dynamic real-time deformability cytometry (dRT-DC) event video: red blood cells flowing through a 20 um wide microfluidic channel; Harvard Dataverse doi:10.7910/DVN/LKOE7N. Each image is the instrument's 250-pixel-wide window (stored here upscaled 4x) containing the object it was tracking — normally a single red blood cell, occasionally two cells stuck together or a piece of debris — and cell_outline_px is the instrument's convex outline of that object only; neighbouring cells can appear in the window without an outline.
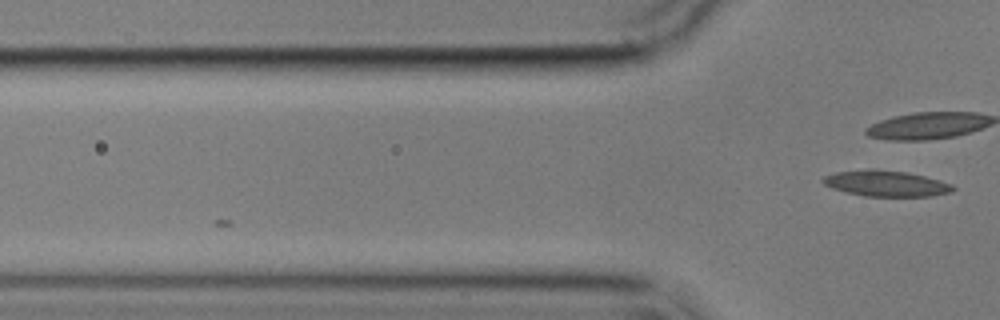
{"species": "common noctule bat (a hibernating species)", "species_latin": "Nyctalus noctula", "temperature_condition": "cold", "stored_images_in_passage": 4, "camera_frame_rate_fps": 3000, "um_per_image_px": 0.085, "animal": {"sex": "male", "body_mass_g": 17.9}, "frame": {"image": 1, "passage_image": 4, "time_ms": 3.667, "image_size_px": [1000, 320], "cell_outline_px": [[956, 188], [952, 192], [932, 196], [864, 196], [832, 188], [824, 184], [820, 180], [824, 176], [836, 172], [864, 168], [872, 168], [904, 172], [924, 176], [940, 180], [952, 184]], "centroid_in_image_um": [75.31, 15.58], "position_along_channel_um": 50.5, "area_um2": 19.71}}